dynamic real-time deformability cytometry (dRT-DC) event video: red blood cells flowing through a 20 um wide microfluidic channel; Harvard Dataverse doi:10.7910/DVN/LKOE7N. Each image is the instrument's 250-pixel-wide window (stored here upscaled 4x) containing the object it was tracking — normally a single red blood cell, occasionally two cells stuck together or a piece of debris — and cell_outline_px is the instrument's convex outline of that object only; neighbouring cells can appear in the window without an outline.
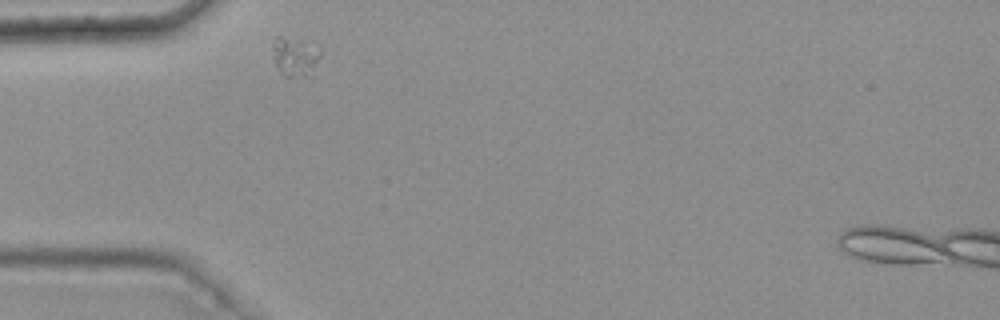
{"species": "common noctule bat (a hibernating species)", "species_latin": "Nyctalus noctula", "temperature_condition": "warm", "stored_images_in_passage": 2, "camera_frame_rate_fps": 3000, "um_per_image_px": 0.085, "animal": {"sex": "female", "body_mass_g": 25.1}, "frame": {"image": 1, "passage_image": 1, "time_ms": 0.0, "image_size_px": [1000, 320], "cell_outline_px": [[320, 56], [308, 76], [284, 76], [280, 72], [276, 64], [272, 48], [272, 44], [276, 36], [280, 36], [304, 40], [320, 52]], "centroid_in_image_um": [25.02, 4.79], "position_along_channel_um": 60.0, "area_um2": 10.52}}